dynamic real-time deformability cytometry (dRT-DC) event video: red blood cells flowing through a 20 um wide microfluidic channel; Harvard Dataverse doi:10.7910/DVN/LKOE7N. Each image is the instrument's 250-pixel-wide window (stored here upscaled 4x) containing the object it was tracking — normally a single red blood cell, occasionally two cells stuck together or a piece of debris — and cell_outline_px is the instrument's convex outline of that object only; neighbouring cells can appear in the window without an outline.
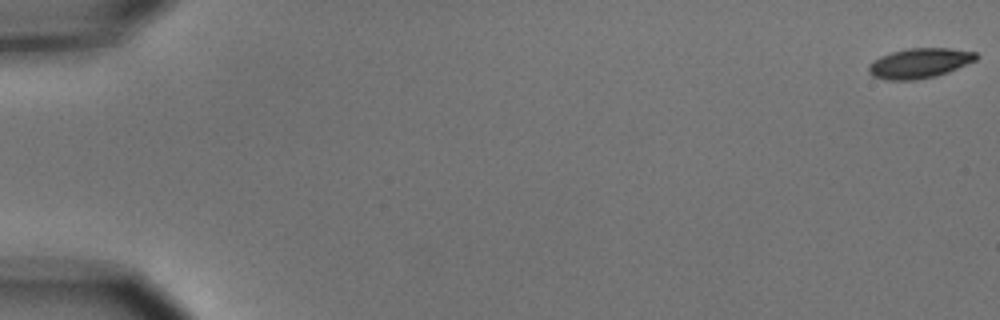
{"species": "common noctule bat (a hibernating species)", "species_latin": "Nyctalus noctula", "temperature_condition": "cold", "stored_images_in_passage": 5, "camera_frame_rate_fps": 3000, "um_per_image_px": 0.085, "animal": {"sex": "male", "body_mass_g": 15.6}, "frame": {"image": 1, "passage_image": 1, "time_ms": 0.0, "image_size_px": [1000, 320], "cell_outline_px": [[980, 56], [976, 60], [948, 72], [936, 76], [912, 80], [884, 80], [872, 76], [868, 72], [868, 64], [880, 56], [892, 52], [908, 48], [948, 48], [976, 52]], "centroid_in_image_um": [78.14, 5.37], "position_along_channel_um": 6.9, "area_um2": 18.84}}
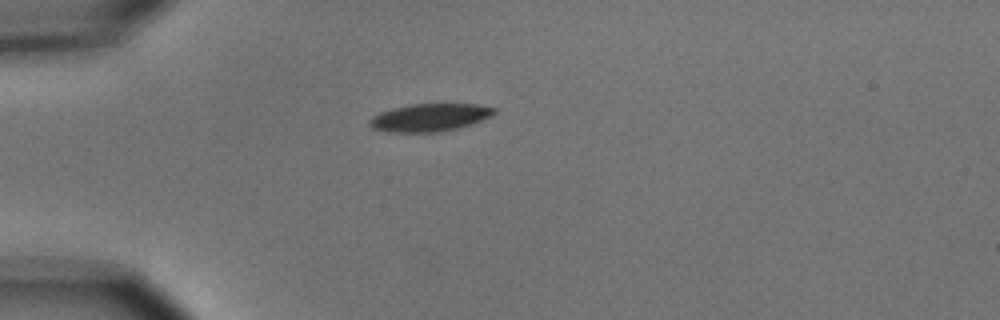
{"frame": {"image": 2, "passage_image": 5, "time_ms": 5.0, "image_size_px": [1000, 320], "cell_outline_px": [[496, 112], [492, 116], [472, 124], [440, 132], [388, 132], [372, 128], [368, 124], [368, 120], [372, 116], [380, 112], [392, 108], [408, 104], [476, 104], [496, 108]], "centroid_in_image_um": [36.51, 9.98], "position_along_channel_um": 48.5, "area_um2": 20.29}}